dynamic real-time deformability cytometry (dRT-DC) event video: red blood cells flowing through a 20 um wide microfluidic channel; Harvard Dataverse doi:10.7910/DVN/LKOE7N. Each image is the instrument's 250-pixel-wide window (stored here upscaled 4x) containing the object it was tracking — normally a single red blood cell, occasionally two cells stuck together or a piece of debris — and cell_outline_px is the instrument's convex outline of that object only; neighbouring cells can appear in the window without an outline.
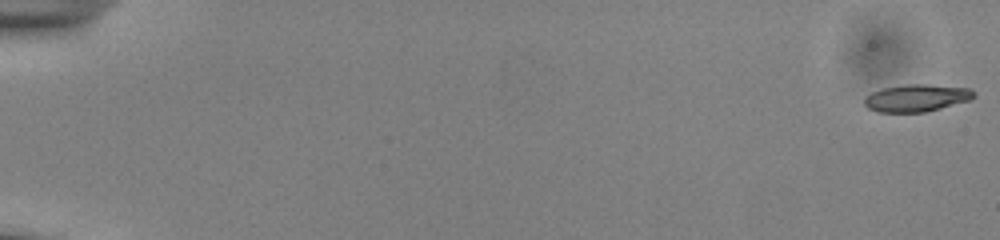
{"species": "common noctule bat (a hibernating species)", "species_latin": "Nyctalus noctula", "temperature_condition": "cold", "stored_images_in_passage": 28, "camera_frame_rate_fps": 3000, "um_per_image_px": 0.085, "animal": {"sex": "male", "body_mass_g": 13.0, "forearm_length_mm": 53.1}, "frame": {"image": 1, "passage_image": 1, "time_ms": 0.0, "image_size_px": [1000, 240], "cell_outline_px": [[976, 96], [968, 100], [940, 108], [924, 112], [876, 112], [868, 108], [864, 104], [864, 96], [872, 92], [884, 88], [908, 84], [928, 84], [972, 88], [976, 92]], "centroid_in_image_um": [77.91, 8.32], "position_along_channel_um": 7.1, "area_um2": 17.46}}
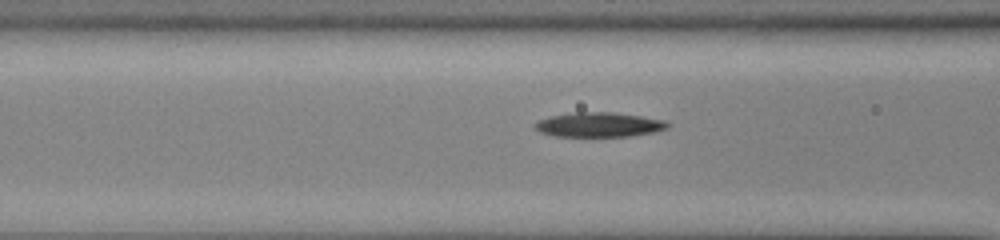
{"frame": {"image": 2, "passage_image": 24, "time_ms": 7.667, "image_size_px": [1000, 240], "cell_outline_px": [[672, 124], [668, 128], [652, 132], [628, 136], [556, 136], [540, 132], [536, 128], [536, 124], [540, 120], [552, 116], [576, 112], [612, 112], [668, 120]], "centroid_in_image_um": [51.0, 10.59], "position_along_channel_um": 115.6, "area_um2": 18.79}}
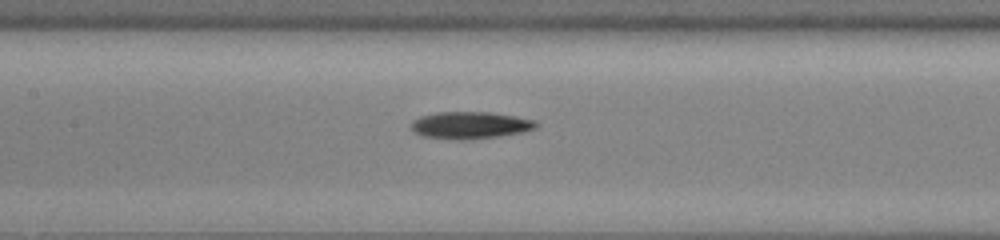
{"frame": {"image": 3, "passage_image": 28, "time_ms": 9.0, "image_size_px": [1000, 240], "cell_outline_px": [[540, 124], [536, 128], [520, 132], [500, 136], [468, 140], [456, 140], [424, 136], [416, 132], [412, 128], [412, 120], [420, 116], [436, 112], [492, 112], [516, 116], [536, 120]], "centroid_in_image_um": [40.0, 10.63], "position_along_channel_um": 167.4, "area_um2": 19.83}}